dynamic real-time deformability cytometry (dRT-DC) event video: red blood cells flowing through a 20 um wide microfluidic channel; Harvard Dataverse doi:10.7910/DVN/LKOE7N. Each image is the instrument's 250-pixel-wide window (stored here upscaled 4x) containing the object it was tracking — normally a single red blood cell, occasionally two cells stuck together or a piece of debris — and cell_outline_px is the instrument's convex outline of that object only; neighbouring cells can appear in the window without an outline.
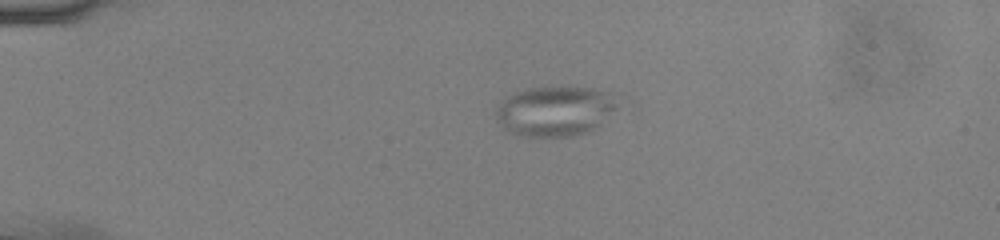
{"species": "common noctule bat (a hibernating species)", "species_latin": "Nyctalus noctula", "temperature_condition": "cold", "stored_images_in_passage": 54, "camera_frame_rate_fps": 3000, "um_per_image_px": 0.085, "animal": {"sex": "male", "body_mass_g": 13.0, "forearm_length_mm": 53.1}, "frame": {"image": 1, "passage_image": 14, "time_ms": 4.333, "image_size_px": [1000, 240], "cell_outline_px": [[628, 96], [592, 132], [576, 136], [524, 136], [512, 132], [504, 128], [500, 124], [496, 116], [496, 108], [508, 96], [516, 92], [532, 88], [592, 88], [620, 92]], "centroid_in_image_um": [47.36, 9.42], "position_along_channel_um": 37.6, "area_um2": 36.01}}
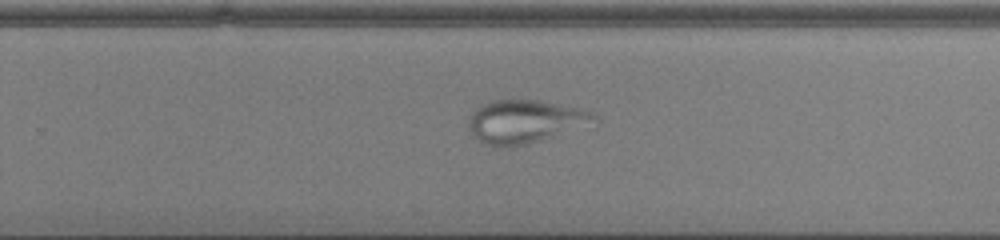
{"frame": {"image": 2, "passage_image": 37, "time_ms": 12.0, "image_size_px": [1000, 240], "cell_outline_px": [[596, 116], [552, 136], [528, 144], [484, 144], [468, 128], [468, 120], [472, 112], [480, 104], [492, 100], [540, 100], [580, 108], [592, 112]], "centroid_in_image_um": [44.46, 10.27], "position_along_channel_um": 285.3, "area_um2": 29.82}}
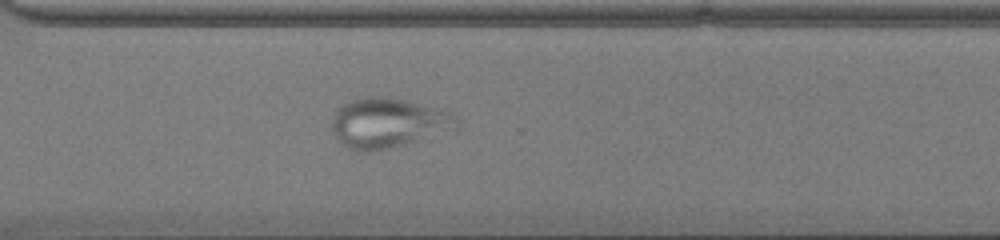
{"frame": {"image": 3, "passage_image": 41, "time_ms": 13.333, "image_size_px": [1000, 240], "cell_outline_px": [[460, 124], [456, 128], [404, 144], [388, 148], [368, 152], [360, 152], [348, 148], [336, 140], [332, 128], [332, 116], [336, 108], [352, 100], [368, 96], [372, 96], [400, 100], [452, 112], [460, 116]], "centroid_in_image_um": [32.95, 10.47], "position_along_channel_um": 337.7, "area_um2": 35.84}}